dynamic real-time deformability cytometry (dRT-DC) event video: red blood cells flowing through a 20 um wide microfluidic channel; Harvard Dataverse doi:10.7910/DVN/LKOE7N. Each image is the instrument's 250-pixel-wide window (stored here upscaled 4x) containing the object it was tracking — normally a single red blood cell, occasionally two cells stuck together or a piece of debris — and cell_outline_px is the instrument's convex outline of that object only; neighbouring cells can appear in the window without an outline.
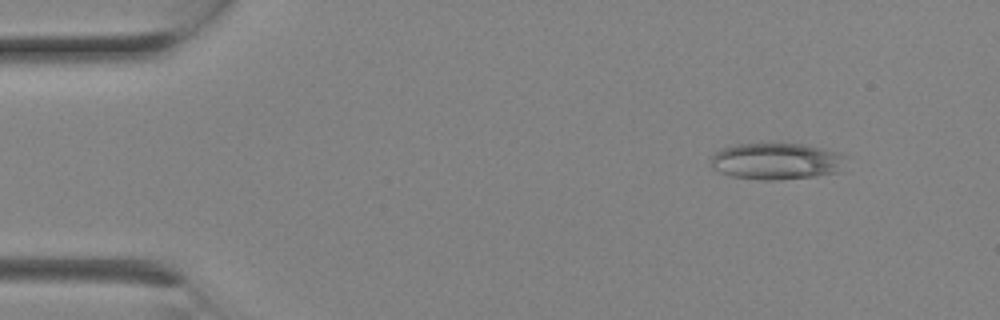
{"species": "Egyptian fruit bat (a non-hibernating species)", "species_latin": "Rousettus aegyptiacus", "temperature_condition": "room temperature", "stored_images_in_passage": 2, "camera_frame_rate_fps": 3000, "um_per_image_px": 0.085, "animal": {"sex": "female"}, "frame": {"image": 1, "passage_image": 1, "time_ms": 0.0, "image_size_px": [1000, 320], "cell_outline_px": [[848, 156], [840, 172], [816, 176], [776, 180], [760, 180], [732, 176], [720, 172], [712, 168], [712, 156], [720, 148], [736, 144], [804, 144], [840, 152]], "centroid_in_image_um": [66.04, 13.71], "position_along_channel_um": 19.0, "area_um2": 29.02}}